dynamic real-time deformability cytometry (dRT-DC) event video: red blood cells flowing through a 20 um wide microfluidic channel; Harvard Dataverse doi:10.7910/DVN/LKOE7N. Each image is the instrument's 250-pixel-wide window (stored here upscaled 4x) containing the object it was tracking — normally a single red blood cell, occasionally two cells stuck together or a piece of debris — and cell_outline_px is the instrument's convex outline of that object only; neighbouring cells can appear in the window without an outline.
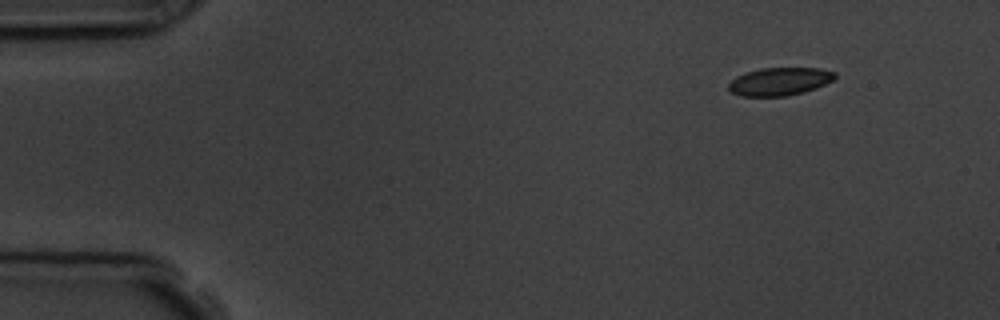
{"species": "common noctule bat (a hibernating species)", "species_latin": "Nyctalus noctula", "temperature_condition": "room temperature", "stored_images_in_passage": 3, "camera_frame_rate_fps": 3000, "um_per_image_px": 0.085, "animal": {"sex": "male", "body_mass_g": 19.5, "forearm_length_mm": 54.6}, "frame": {"image": 1, "passage_image": 1, "time_ms": 0.0, "image_size_px": [1000, 320], "cell_outline_px": [[836, 76], [832, 80], [816, 88], [804, 92], [784, 96], [740, 96], [732, 92], [728, 88], [728, 84], [736, 76], [760, 68], [820, 68], [836, 72]], "centroid_in_image_um": [66.27, 6.92], "position_along_channel_um": 18.7, "area_um2": 17.22}}